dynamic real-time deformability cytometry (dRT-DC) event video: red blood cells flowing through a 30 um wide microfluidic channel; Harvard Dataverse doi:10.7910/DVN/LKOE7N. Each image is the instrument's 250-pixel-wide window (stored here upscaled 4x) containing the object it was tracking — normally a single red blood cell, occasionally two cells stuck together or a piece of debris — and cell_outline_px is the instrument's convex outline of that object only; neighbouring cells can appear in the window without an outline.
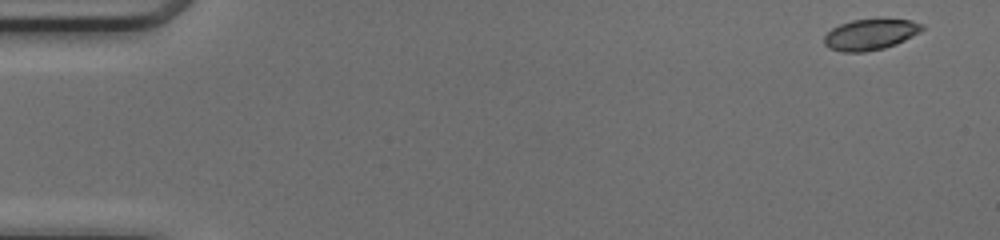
{"species": "common noctule bat (a hibernating species)", "species_latin": "Nyctalus noctula", "temperature_condition": "cold", "stored_images_in_passage": 48, "camera_frame_rate_fps": 3000, "um_per_image_px": 0.085, "animal": {"sex": "female", "body_mass_g": 17.0, "forearm_length_mm": 48.0}, "frame": {"image": 1, "passage_image": 1, "time_ms": 0.0, "image_size_px": [1000, 240], "cell_outline_px": [[924, 28], [920, 32], [896, 44], [884, 48], [864, 52], [840, 52], [828, 48], [824, 44], [824, 36], [832, 28], [840, 24], [852, 20], [912, 20], [924, 24]], "centroid_in_image_um": [73.96, 2.95], "position_along_channel_um": 11.0, "area_um2": 17.51}}
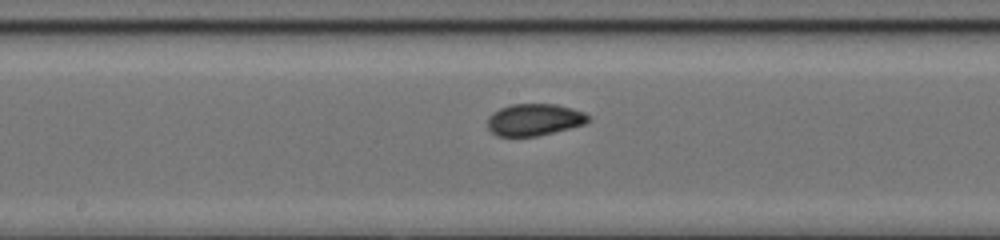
{"frame": {"image": 2, "passage_image": 25, "time_ms": 8.0, "image_size_px": [1000, 240], "cell_outline_px": [[592, 120], [584, 124], [536, 136], [496, 136], [488, 128], [488, 116], [492, 112], [500, 108], [512, 104], [556, 104], [572, 108], [584, 112], [592, 116]], "centroid_in_image_um": [45.43, 10.16], "position_along_channel_um": 202.8, "area_um2": 18.79}}
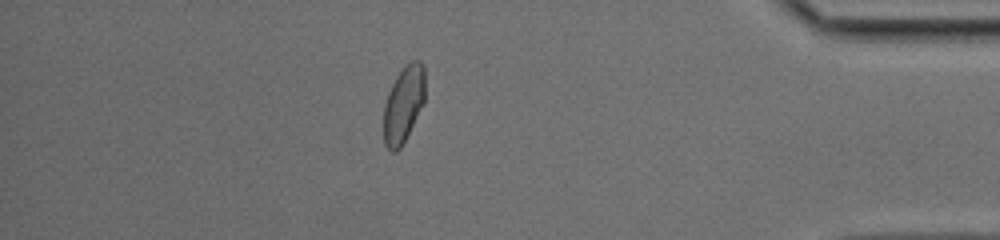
{"frame": {"image": 3, "passage_image": 42, "time_ms": 13.667, "image_size_px": [1000, 240], "cell_outline_px": [[424, 104], [400, 148], [396, 152], [392, 152], [384, 144], [384, 104], [388, 92], [396, 76], [412, 60], [420, 60], [424, 64]], "centroid_in_image_um": [34.3, 8.87], "position_along_channel_um": 400.9, "area_um2": 18.32}, "authors_computed_cell_mechanics": {"area_um2": 18.6694, "velocity_mm_per_s": 4.1918, "shape_relaxation_time_tau1_ms": 3.5102, "shape_relaxation_time_tau2_ms": 0.9964, "deformation_change_tau1": 0.1138, "deformation_change_tau2": 0.0465}}